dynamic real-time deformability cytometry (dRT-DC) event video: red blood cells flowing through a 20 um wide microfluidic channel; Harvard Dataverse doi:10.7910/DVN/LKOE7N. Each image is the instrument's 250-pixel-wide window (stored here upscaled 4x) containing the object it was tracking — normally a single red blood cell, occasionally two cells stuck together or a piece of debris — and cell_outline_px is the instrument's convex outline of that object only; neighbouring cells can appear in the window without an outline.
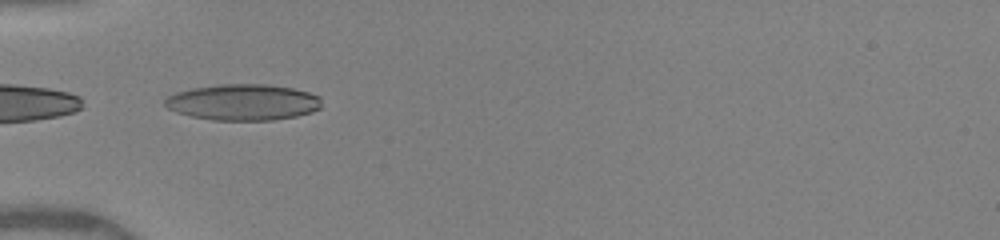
{"species": "human", "species_latin": "Homo sapiens", "temperature_condition": "warm", "stored_images_in_passage": 34, "camera_frame_rate_fps": 3000, "um_per_image_px": 0.085, "donor": {"sex": "female"}, "frame": {"image": 1, "passage_image": 1, "time_ms": 0.0, "image_size_px": [1000, 240], "cell_outline_px": [[320, 108], [312, 112], [296, 116], [272, 120], [212, 120], [192, 116], [176, 112], [168, 108], [164, 104], [164, 100], [168, 96], [176, 92], [192, 88], [220, 84], [268, 84], [292, 88], [308, 92], [320, 96]], "centroid_in_image_um": [20.65, 8.68], "position_along_channel_um": 64.3, "area_um2": 33.0}}
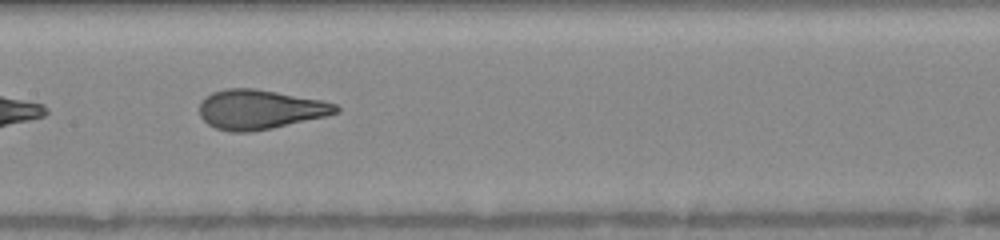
{"frame": {"image": 2, "passage_image": 10, "time_ms": 3.0, "image_size_px": [1000, 240], "cell_outline_px": [[340, 112], [328, 116], [272, 128], [252, 132], [232, 132], [216, 128], [208, 124], [200, 116], [200, 104], [212, 92], [228, 88], [252, 88], [276, 92], [320, 100], [336, 104], [340, 108]], "centroid_in_image_um": [22.12, 9.32], "position_along_channel_um": 185.3, "area_um2": 31.21}, "authors_computed_cell_mechanics": {"area_um2": 32.0501, "velocity_mm_per_s": 4.128, "shape_relaxation_time_tau1_ms": 4.266, "shape_relaxation_time_tau2_ms": null, "deformation_change_tau1": 0.2123, "deformation_change_tau2": null}}